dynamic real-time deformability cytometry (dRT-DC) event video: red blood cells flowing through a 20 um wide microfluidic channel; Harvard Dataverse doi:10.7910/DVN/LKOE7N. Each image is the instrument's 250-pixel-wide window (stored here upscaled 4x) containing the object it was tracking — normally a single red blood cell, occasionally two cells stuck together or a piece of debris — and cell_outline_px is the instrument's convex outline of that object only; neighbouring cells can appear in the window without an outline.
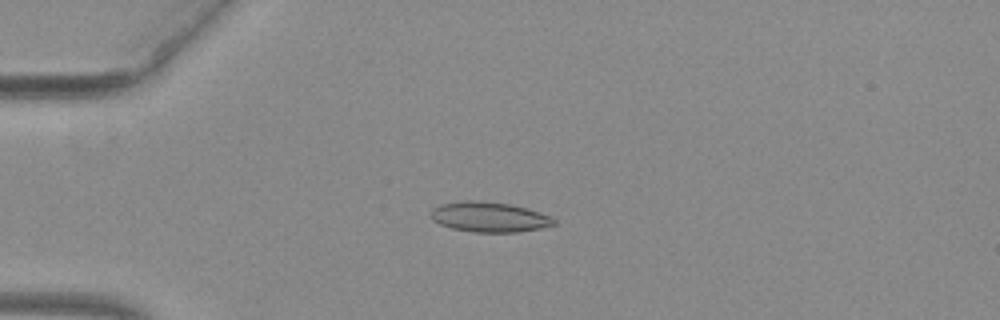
{"species": "common noctule bat (a hibernating species)", "species_latin": "Nyctalus noctula", "temperature_condition": "warm", "stored_images_in_passage": 54, "camera_frame_rate_fps": 3000, "um_per_image_px": 0.085, "animal": {"sex": "female", "body_mass_g": 29.2, "forearm_length_mm": 56.3}, "frame": {"image": 1, "passage_image": 15, "time_ms": 4.667, "image_size_px": [1000, 320], "cell_outline_px": [[556, 224], [540, 228], [516, 232], [472, 232], [452, 228], [440, 224], [432, 220], [432, 208], [440, 204], [464, 200], [476, 200], [512, 204], [528, 208], [540, 212], [556, 220]], "centroid_in_image_um": [41.58, 18.43], "position_along_channel_um": 43.4, "area_um2": 21.62}}
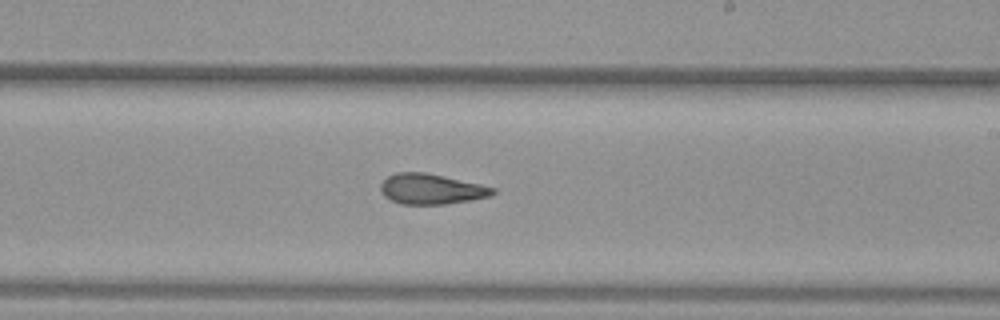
{"frame": {"image": 2, "passage_image": 33, "time_ms": 10.667, "image_size_px": [1000, 320], "cell_outline_px": [[496, 192], [492, 196], [472, 200], [444, 204], [400, 204], [384, 196], [380, 192], [380, 184], [388, 176], [396, 172], [424, 172], [444, 176], [480, 184], [496, 188]], "centroid_in_image_um": [36.66, 16.07], "position_along_channel_um": 252.3, "area_um2": 19.94}}
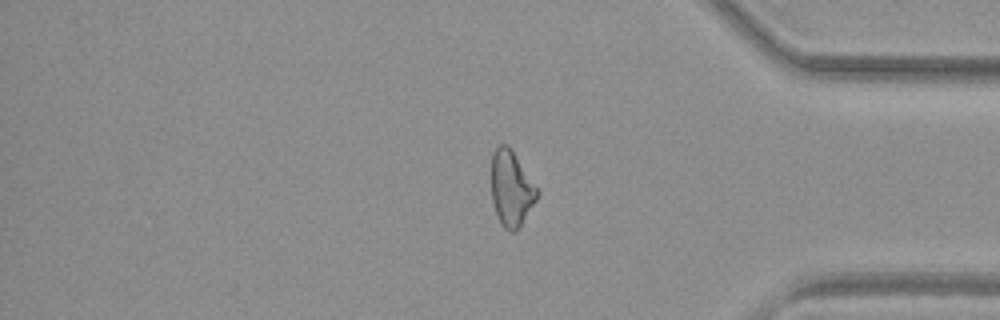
{"frame": {"image": 3, "passage_image": 45, "time_ms": 14.667, "image_size_px": [1000, 320], "cell_outline_px": [[540, 192], [536, 200], [516, 232], [512, 232], [504, 228], [500, 224], [492, 200], [492, 152], [500, 144], [508, 144]], "centroid_in_image_um": [43.45, 16.03], "position_along_channel_um": 391.7, "area_um2": 19.94}, "authors_computed_cell_mechanics": {"area_um2": 20.8369, "velocity_mm_per_s": 3.978, "shape_relaxation_time_tau1_ms": null, "shape_relaxation_time_tau2_ms": 3.2962, "deformation_change_tau1": null, "deformation_change_tau2": 0.1193}}